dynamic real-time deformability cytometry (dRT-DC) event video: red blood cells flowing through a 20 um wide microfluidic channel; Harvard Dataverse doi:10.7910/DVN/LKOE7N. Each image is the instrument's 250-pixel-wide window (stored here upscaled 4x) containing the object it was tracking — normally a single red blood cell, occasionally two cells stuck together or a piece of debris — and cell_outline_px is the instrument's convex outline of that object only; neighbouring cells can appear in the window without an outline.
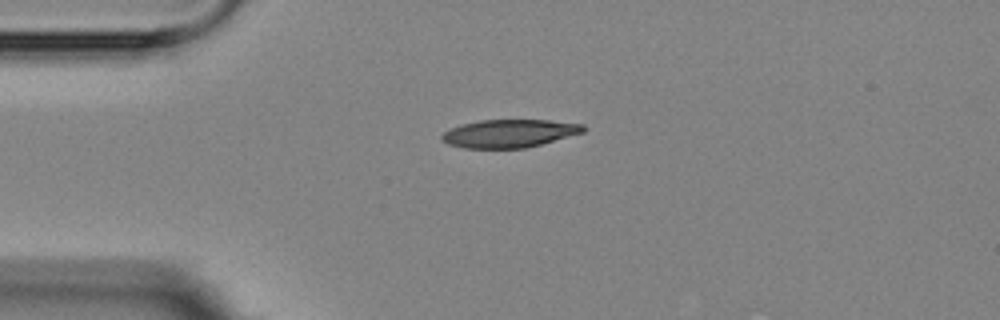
{"species": "Egyptian fruit bat (a non-hibernating species)", "species_latin": "Rousettus aegyptiacus", "temperature_condition": "room temperature", "stored_images_in_passage": 4, "camera_frame_rate_fps": 3000, "um_per_image_px": 0.085, "animal": {"sex": "female"}, "frame": {"image": 1, "passage_image": 3, "time_ms": 2.333, "image_size_px": [1000, 320], "cell_outline_px": [[584, 132], [540, 144], [524, 148], [464, 148], [448, 144], [440, 140], [440, 136], [444, 132], [452, 128], [464, 124], [480, 120], [548, 120], [584, 124]], "centroid_in_image_um": [43.27, 11.34], "position_along_channel_um": 41.7, "area_um2": 22.89}}